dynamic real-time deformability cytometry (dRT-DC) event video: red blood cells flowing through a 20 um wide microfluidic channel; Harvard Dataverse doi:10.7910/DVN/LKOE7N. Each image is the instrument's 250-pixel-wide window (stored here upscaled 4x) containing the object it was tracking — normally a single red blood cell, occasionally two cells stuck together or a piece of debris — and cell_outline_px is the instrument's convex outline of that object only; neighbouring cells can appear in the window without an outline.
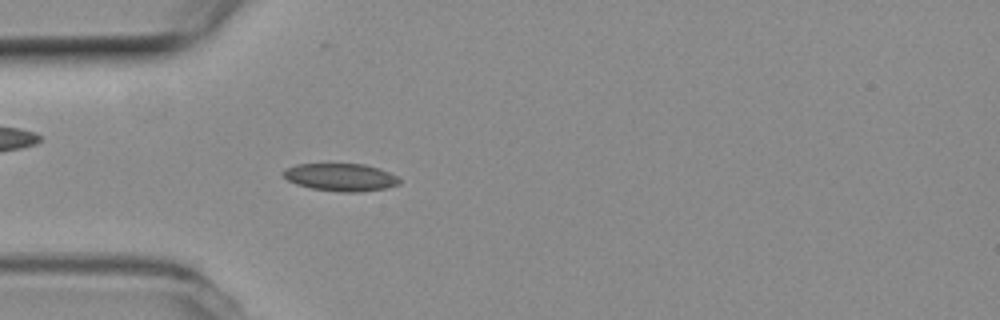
{"species": "common noctule bat (a hibernating species)", "species_latin": "Nyctalus noctula", "temperature_condition": "room temperature", "stored_images_in_passage": 53, "camera_frame_rate_fps": 3000, "um_per_image_px": 0.085, "animal": {"sex": "female", "body_mass_g": 19.3, "forearm_length_mm": 54.1}, "frame": {"image": 1, "passage_image": 15, "time_ms": 4.667, "image_size_px": [1000, 320], "cell_outline_px": [[400, 184], [384, 188], [356, 192], [340, 192], [312, 188], [296, 184], [288, 180], [280, 172], [284, 168], [296, 164], [364, 164], [380, 168], [396, 176], [400, 180]], "centroid_in_image_um": [28.92, 15.05], "position_along_channel_um": 56.1, "area_um2": 18.67}}
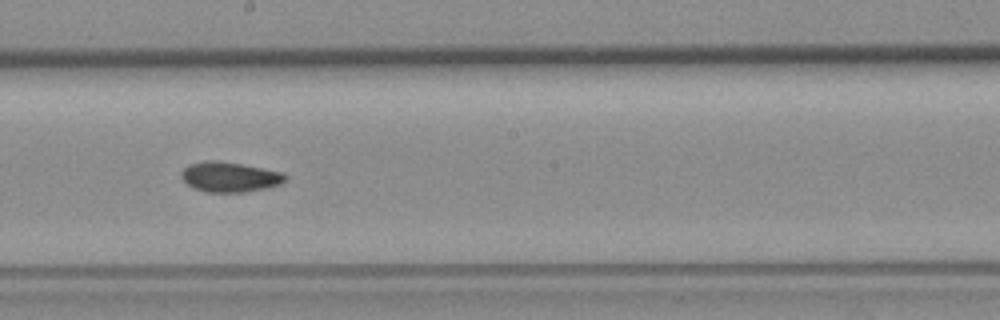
{"frame": {"image": 2, "passage_image": 29, "time_ms": 9.333, "image_size_px": [1000, 320], "cell_outline_px": [[288, 176], [280, 184], [264, 188], [244, 192], [208, 192], [196, 188], [188, 184], [180, 176], [180, 172], [188, 164], [208, 160], [216, 160], [240, 164], [284, 172]], "centroid_in_image_um": [19.52, 15.03], "position_along_channel_um": 228.7, "area_um2": 18.03}}
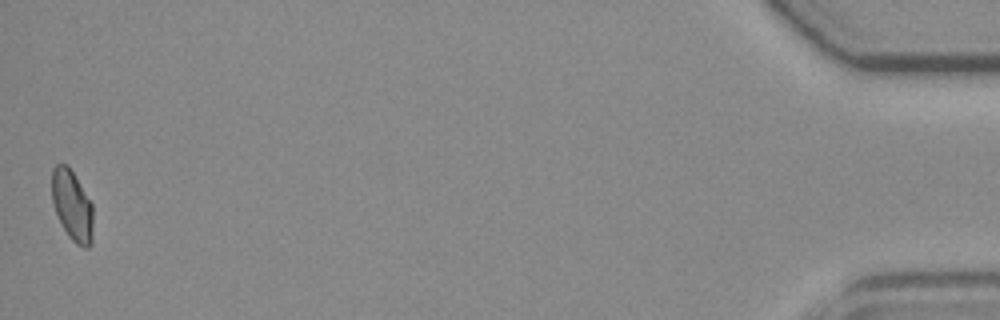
{"frame": {"image": 3, "passage_image": 53, "time_ms": 17.333, "image_size_px": [1000, 320], "cell_outline_px": [[92, 244], [88, 248], [84, 248], [76, 244], [68, 236], [56, 212], [52, 200], [52, 168], [56, 164], [68, 164], [92, 204]], "centroid_in_image_um": [6.13, 17.47], "position_along_channel_um": 429.1, "area_um2": 16.82}, "authors_computed_cell_mechanics": {"area_um2": 17.6868, "velocity_mm_per_s": 3.7896, "shape_relaxation_time_tau1_ms": null, "shape_relaxation_time_tau2_ms": 3.1722, "deformation_change_tau1": null, "deformation_change_tau2": 0.059}}